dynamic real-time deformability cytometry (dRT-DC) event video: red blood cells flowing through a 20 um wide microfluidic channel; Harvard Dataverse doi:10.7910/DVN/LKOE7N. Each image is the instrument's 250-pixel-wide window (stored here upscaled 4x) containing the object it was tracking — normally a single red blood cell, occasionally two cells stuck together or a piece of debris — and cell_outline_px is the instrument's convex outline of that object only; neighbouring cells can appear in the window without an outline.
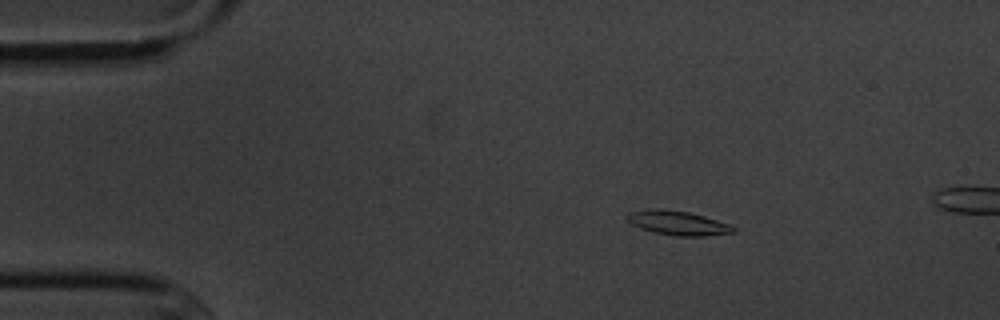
{"species": "common noctule bat (a hibernating species)", "species_latin": "Nyctalus noctula", "temperature_condition": "cold", "stored_images_in_passage": 4, "camera_frame_rate_fps": 3000, "um_per_image_px": 0.085, "animal": {"sex": "male", "body_mass_g": 20.1, "forearm_length_mm": 53.5}, "frame": {"image": 1, "passage_image": 2, "time_ms": 1.333, "image_size_px": [1000, 320], "cell_outline_px": [[736, 232], [704, 236], [676, 236], [656, 232], [640, 228], [632, 224], [624, 216], [628, 212], [656, 208], [688, 212], [704, 216], [728, 224], [736, 228]], "centroid_in_image_um": [57.6, 18.95], "position_along_channel_um": 27.4, "area_um2": 14.85}}